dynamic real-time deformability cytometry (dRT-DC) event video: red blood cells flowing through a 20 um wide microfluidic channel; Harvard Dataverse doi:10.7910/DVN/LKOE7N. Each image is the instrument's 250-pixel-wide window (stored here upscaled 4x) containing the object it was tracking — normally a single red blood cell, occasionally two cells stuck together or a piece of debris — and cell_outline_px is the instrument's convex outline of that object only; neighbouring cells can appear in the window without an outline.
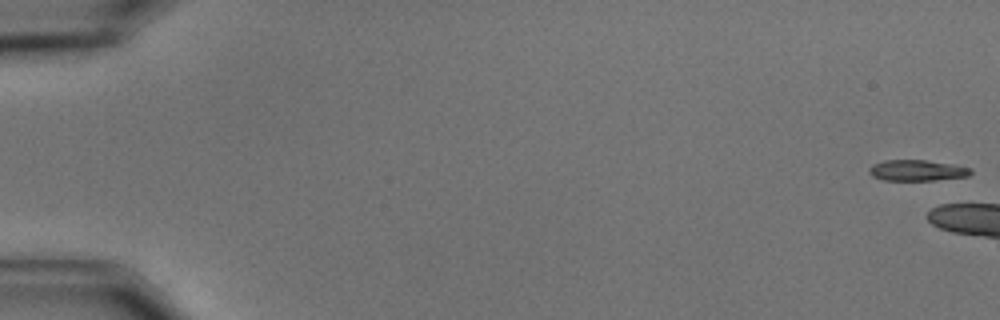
{"species": "common noctule bat (a hibernating species)", "species_latin": "Nyctalus noctula", "temperature_condition": "cold", "stored_images_in_passage": 6, "camera_frame_rate_fps": 3000, "um_per_image_px": 0.085, "animal": {"sex": "male", "body_mass_g": 15.6}, "frame": {"image": 1, "passage_image": 1, "time_ms": 0.0, "image_size_px": [1000, 320], "cell_outline_px": [[972, 172], [968, 176], [936, 180], [884, 180], [872, 176], [868, 172], [868, 168], [872, 164], [884, 160], [924, 160], [956, 164], [972, 168]], "centroid_in_image_um": [77.96, 14.47], "position_along_channel_um": 7.0, "area_um2": 12.54}}